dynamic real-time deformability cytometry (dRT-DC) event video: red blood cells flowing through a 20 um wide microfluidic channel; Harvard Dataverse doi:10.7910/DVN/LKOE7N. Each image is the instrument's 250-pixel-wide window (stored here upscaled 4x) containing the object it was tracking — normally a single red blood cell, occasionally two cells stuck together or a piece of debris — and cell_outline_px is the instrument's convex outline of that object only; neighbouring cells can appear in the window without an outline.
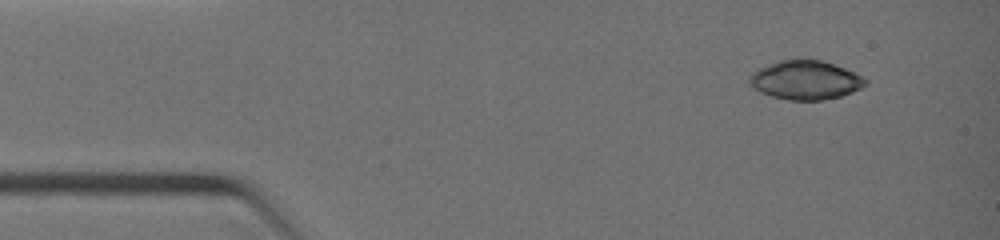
{"species": "common noctule bat (a hibernating species)", "species_latin": "Nyctalus noctula", "temperature_condition": "warm", "stored_images_in_passage": 3, "camera_frame_rate_fps": 3000, "um_per_image_px": 0.085, "animal": {"sex": "female", "body_mass_g": 19.0, "forearm_length_mm": 51.5}, "frame": {"image": 1, "passage_image": 1, "time_ms": 0.0, "image_size_px": [1000, 240], "cell_outline_px": [[868, 80], [860, 88], [852, 92], [840, 96], [820, 100], [788, 100], [772, 96], [760, 92], [748, 84], [748, 76], [756, 68], [780, 60], [824, 60], [844, 68]], "centroid_in_image_um": [68.39, 6.8], "position_along_channel_um": 16.6, "area_um2": 26.18}}